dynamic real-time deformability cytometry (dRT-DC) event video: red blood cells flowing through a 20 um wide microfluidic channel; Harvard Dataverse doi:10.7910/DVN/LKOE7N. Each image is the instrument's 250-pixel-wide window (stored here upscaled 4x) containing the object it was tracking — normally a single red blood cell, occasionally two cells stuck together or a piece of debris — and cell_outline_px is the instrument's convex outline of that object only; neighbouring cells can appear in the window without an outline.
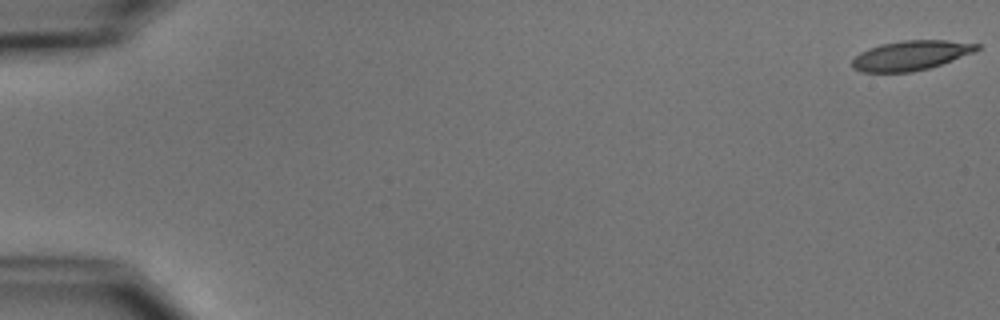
{"species": "common noctule bat (a hibernating species)", "species_latin": "Nyctalus noctula", "temperature_condition": "cold", "stored_images_in_passage": 8, "camera_frame_rate_fps": 3000, "um_per_image_px": 0.085, "animal": {"sex": "male", "body_mass_g": 15.6}, "frame": {"image": 1, "passage_image": 1, "time_ms": 0.0, "image_size_px": [1000, 320], "cell_outline_px": [[980, 48], [972, 52], [940, 64], [928, 68], [912, 72], [860, 72], [852, 68], [852, 60], [860, 52], [868, 48], [880, 44], [904, 40], [944, 40], [980, 44]], "centroid_in_image_um": [77.36, 4.71], "position_along_channel_um": 7.6, "area_um2": 21.33}}
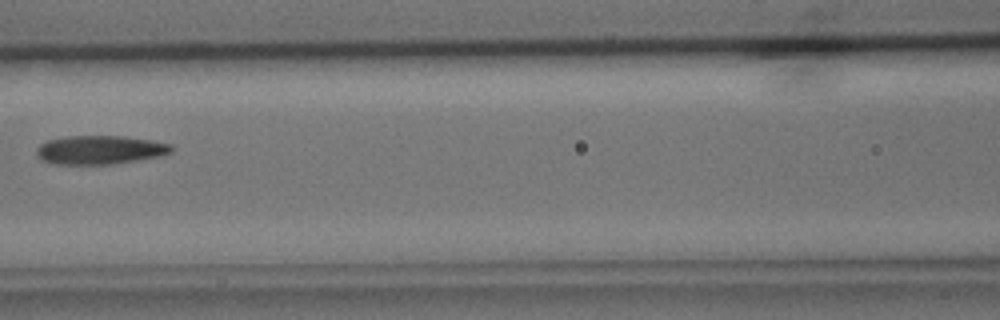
{"frame": {"image": 2, "passage_image": 7, "time_ms": 8.333, "image_size_px": [1000, 320], "cell_outline_px": [[176, 148], [172, 152], [160, 156], [112, 164], [56, 164], [40, 160], [36, 156], [36, 148], [40, 144], [48, 140], [68, 136], [124, 136], [152, 140], [172, 144]], "centroid_in_image_um": [8.51, 12.74], "position_along_channel_um": 158.1, "area_um2": 22.77}}
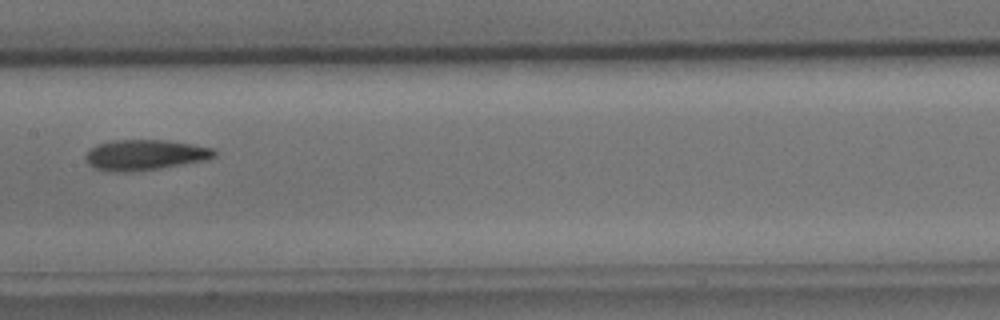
{"frame": {"image": 3, "passage_image": 8, "time_ms": 9.333, "image_size_px": [1000, 320], "cell_outline_px": [[216, 156], [204, 160], [160, 168], [120, 172], [112, 172], [96, 168], [88, 164], [84, 156], [96, 144], [112, 140], [168, 140], [192, 144], [212, 148], [216, 152]], "centroid_in_image_um": [12.3, 13.15], "position_along_channel_um": 195.1, "area_um2": 22.66}}